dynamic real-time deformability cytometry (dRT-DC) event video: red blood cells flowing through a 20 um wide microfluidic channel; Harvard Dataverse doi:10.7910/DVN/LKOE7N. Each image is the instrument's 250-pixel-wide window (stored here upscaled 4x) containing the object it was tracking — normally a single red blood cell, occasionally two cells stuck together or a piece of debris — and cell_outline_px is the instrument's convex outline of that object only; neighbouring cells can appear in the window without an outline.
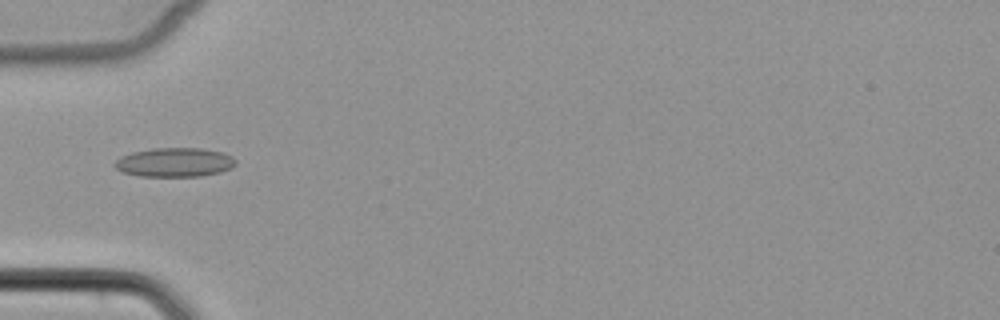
{"species": "common noctule bat (a hibernating species)", "species_latin": "Nyctalus noctula", "temperature_condition": "cold", "stored_images_in_passage": 5, "camera_frame_rate_fps": 3000, "um_per_image_px": 0.085, "animal": {"sex": "female", "body_mass_g": 22.7, "forearm_length_mm": 54.2}, "frame": {"image": 1, "passage_image": 5, "time_ms": 4.667, "image_size_px": [1000, 320], "cell_outline_px": [[236, 164], [232, 168], [220, 172], [200, 176], [140, 176], [120, 172], [112, 164], [120, 156], [132, 152], [152, 148], [200, 148], [224, 152], [232, 156], [236, 160]], "centroid_in_image_um": [14.83, 13.79], "position_along_channel_um": 70.2, "area_um2": 20.75}}